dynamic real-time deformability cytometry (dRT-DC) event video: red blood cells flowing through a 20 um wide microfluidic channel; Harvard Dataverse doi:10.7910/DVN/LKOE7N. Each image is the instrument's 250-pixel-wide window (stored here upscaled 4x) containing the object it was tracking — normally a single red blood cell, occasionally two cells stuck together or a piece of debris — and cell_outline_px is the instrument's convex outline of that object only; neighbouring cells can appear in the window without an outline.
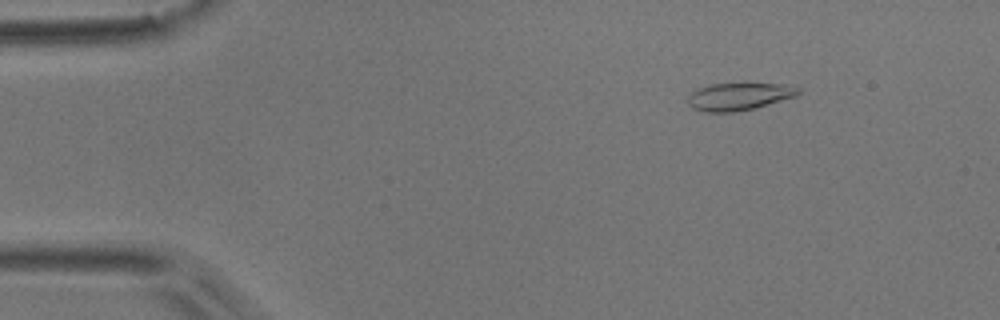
{"species": "common noctule bat (a hibernating species)", "species_latin": "Nyctalus noctula", "temperature_condition": "room temperature", "stored_images_in_passage": 4, "camera_frame_rate_fps": 3000, "um_per_image_px": 0.085, "animal": {"sex": "male", "body_mass_g": 17.9}, "frame": {"image": 1, "passage_image": 2, "time_ms": 0.333, "image_size_px": [1000, 320], "cell_outline_px": [[800, 92], [796, 96], [752, 108], [736, 112], [704, 112], [692, 108], [688, 104], [688, 96], [696, 88], [712, 84], [744, 80], [784, 84], [800, 88]], "centroid_in_image_um": [62.8, 8.14], "position_along_channel_um": 22.2, "area_um2": 18.5}}